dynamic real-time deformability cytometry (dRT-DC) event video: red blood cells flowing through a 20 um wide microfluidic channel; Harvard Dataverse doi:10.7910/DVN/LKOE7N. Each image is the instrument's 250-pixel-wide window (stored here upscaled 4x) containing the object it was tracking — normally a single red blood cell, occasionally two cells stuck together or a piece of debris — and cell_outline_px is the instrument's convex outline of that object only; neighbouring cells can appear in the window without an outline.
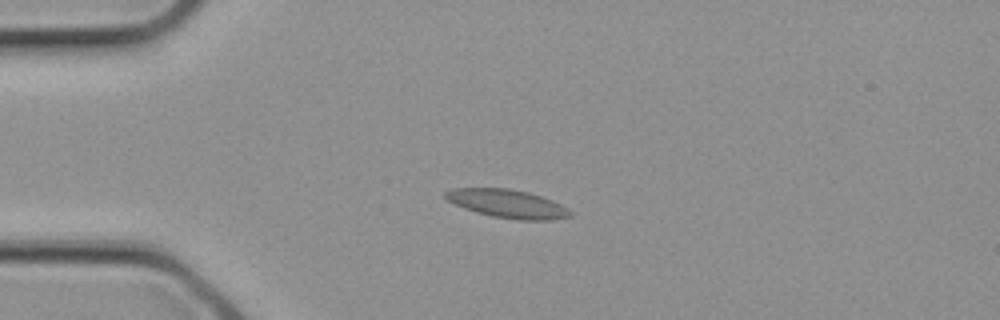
{"species": "common noctule bat (a hibernating species)", "species_latin": "Nyctalus noctula", "temperature_condition": "cold", "stored_images_in_passage": 3, "camera_frame_rate_fps": 3000, "um_per_image_px": 0.085, "animal": {"sex": "female", "body_mass_g": 21.9}, "frame": {"image": 1, "passage_image": 3, "time_ms": 0.667, "image_size_px": [1000, 320], "cell_outline_px": [[572, 216], [552, 220], [516, 220], [492, 216], [476, 212], [464, 208], [448, 200], [444, 196], [444, 192], [452, 188], [508, 188], [528, 192], [552, 200], [568, 208], [572, 212]], "centroid_in_image_um": [43.15, 17.32], "position_along_channel_um": 41.8, "area_um2": 20.63}}